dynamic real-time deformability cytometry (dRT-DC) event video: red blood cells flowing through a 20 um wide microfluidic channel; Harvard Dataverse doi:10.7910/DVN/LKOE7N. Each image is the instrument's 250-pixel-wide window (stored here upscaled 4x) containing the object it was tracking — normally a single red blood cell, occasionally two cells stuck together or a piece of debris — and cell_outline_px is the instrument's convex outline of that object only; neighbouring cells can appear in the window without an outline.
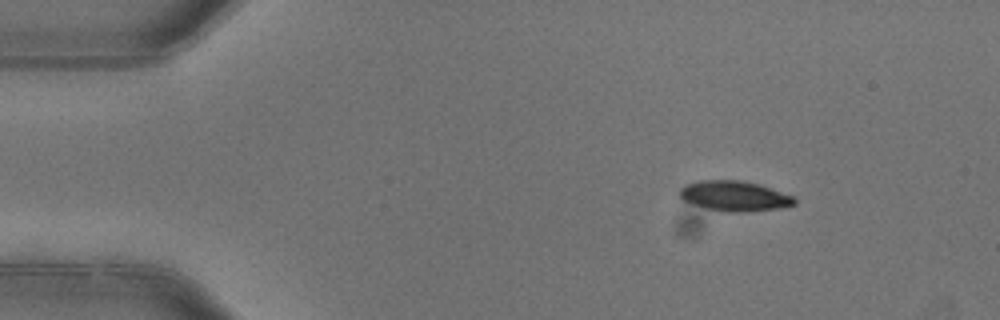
{"species": "common noctule bat (a hibernating species)", "species_latin": "Nyctalus noctula", "temperature_condition": "warm", "stored_images_in_passage": 4, "camera_frame_rate_fps": 3000, "um_per_image_px": 0.085, "animal": {"sex": "female"}, "frame": {"image": 1, "passage_image": 1, "time_ms": 0.0, "image_size_px": [1000, 320], "cell_outline_px": [[796, 204], [780, 208], [744, 212], [724, 212], [708, 208], [684, 200], [676, 192], [684, 184], [696, 180], [740, 180], [760, 184], [792, 196], [796, 200]], "centroid_in_image_um": [62.4, 16.65], "position_along_channel_um": 22.6, "area_um2": 20.23}}
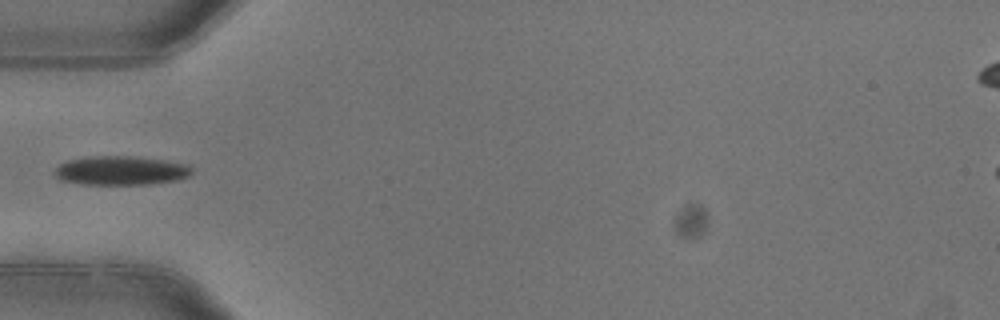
{"frame": {"image": 2, "passage_image": 4, "time_ms": 1.0, "image_size_px": [1000, 320], "cell_outline_px": [[192, 172], [188, 176], [176, 180], [152, 184], [80, 184], [60, 180], [52, 172], [60, 164], [68, 160], [92, 156], [128, 156], [160, 160], [184, 164], [192, 168]], "centroid_in_image_um": [10.21, 14.51], "position_along_channel_um": 74.8, "area_um2": 22.95}}